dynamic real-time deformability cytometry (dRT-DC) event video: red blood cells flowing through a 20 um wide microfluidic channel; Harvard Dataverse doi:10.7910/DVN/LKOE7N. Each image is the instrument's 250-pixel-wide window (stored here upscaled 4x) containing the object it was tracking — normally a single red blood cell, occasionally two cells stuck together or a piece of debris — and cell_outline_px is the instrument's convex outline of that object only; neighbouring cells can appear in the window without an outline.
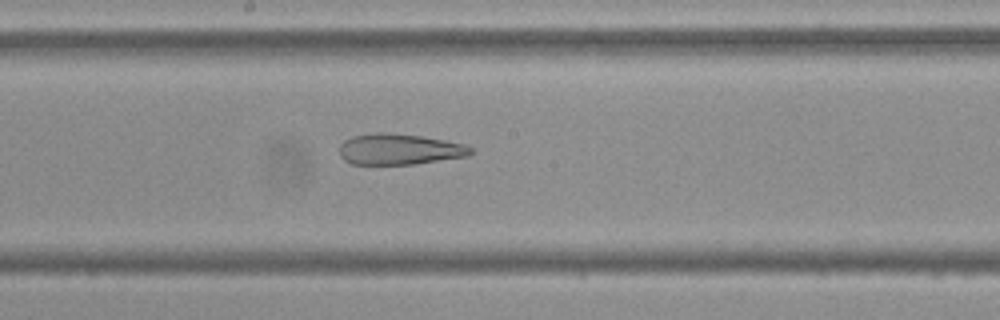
{"species": "Egyptian fruit bat (a non-hibernating species)", "species_latin": "Rousettus aegyptiacus", "temperature_condition": "cold", "stored_images_in_passage": 53, "camera_frame_rate_fps": 3000, "um_per_image_px": 0.085, "frame": {"image": 1, "passage_image": 28, "time_ms": 9.0, "image_size_px": [1000, 320], "cell_outline_px": [[472, 152], [468, 156], [412, 164], [352, 164], [344, 160], [340, 156], [340, 144], [344, 140], [352, 136], [376, 132], [380, 132], [420, 136], [444, 140], [464, 144], [472, 148]], "centroid_in_image_um": [33.91, 12.68], "position_along_channel_um": 214.3, "area_um2": 23.47}}
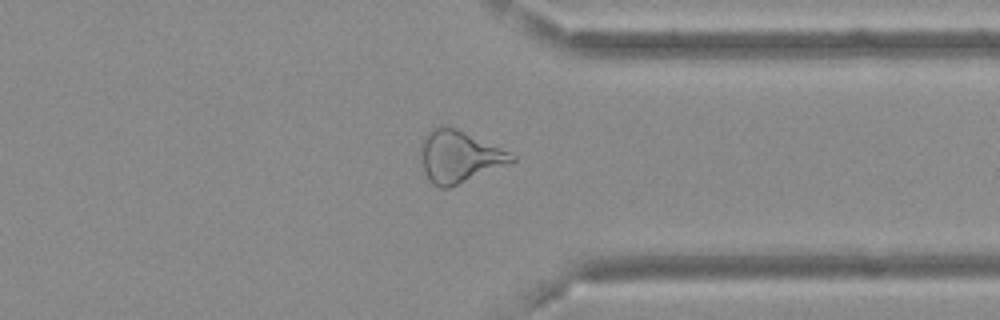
{"frame": {"image": 2, "passage_image": 41, "time_ms": 13.333, "image_size_px": [1000, 320], "cell_outline_px": [[516, 160], [508, 164], [448, 188], [440, 188], [432, 184], [420, 160], [420, 144], [424, 136], [432, 128], [444, 124], [456, 128], [500, 148], [516, 156]], "centroid_in_image_um": [38.98, 13.29], "position_along_channel_um": 372.4, "area_um2": 27.22}}
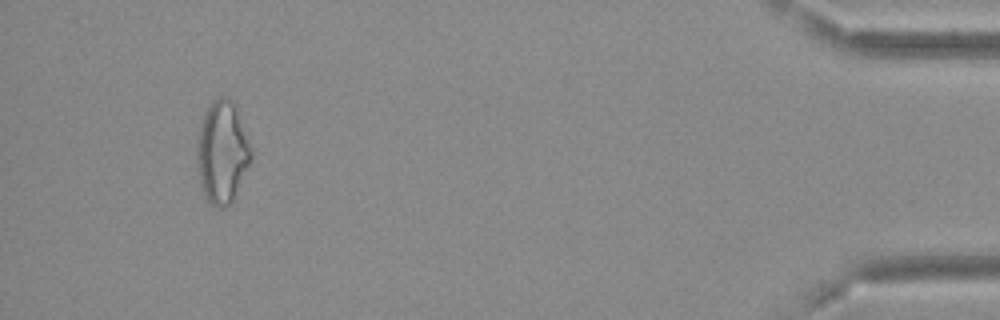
{"frame": {"image": 3, "passage_image": 50, "time_ms": 16.333, "image_size_px": [1000, 320], "cell_outline_px": [[252, 160], [232, 200], [224, 208], [220, 208], [212, 204], [208, 200], [200, 188], [200, 124], [212, 100], [220, 96], [224, 96], [232, 100], [236, 104], [252, 148]], "centroid_in_image_um": [18.96, 12.9], "position_along_channel_um": 416.2, "area_um2": 31.44}, "authors_computed_cell_mechanics": {"area_um2": 29.0734, "velocity_mm_per_s": 3.7097, "shape_relaxation_time_tau1_ms": null, "shape_relaxation_time_tau2_ms": 3.4757, "deformation_change_tau1": null, "deformation_change_tau2": 0.1533}}